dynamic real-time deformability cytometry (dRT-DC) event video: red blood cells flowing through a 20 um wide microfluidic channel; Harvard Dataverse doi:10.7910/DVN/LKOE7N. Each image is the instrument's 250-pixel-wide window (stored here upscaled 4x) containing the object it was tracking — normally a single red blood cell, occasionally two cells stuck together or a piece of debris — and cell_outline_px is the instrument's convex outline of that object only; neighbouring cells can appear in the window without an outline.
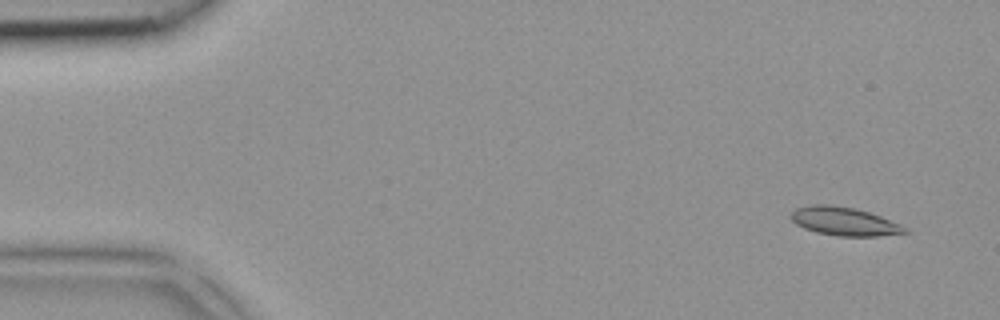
{"species": "common noctule bat (a hibernating species)", "species_latin": "Nyctalus noctula", "temperature_condition": "room temperature", "stored_images_in_passage": 2, "camera_frame_rate_fps": 3000, "um_per_image_px": 0.085, "animal": {"sex": "female", "body_mass_g": 18.4}, "frame": {"image": 1, "passage_image": 2, "time_ms": 0.333, "image_size_px": [1000, 320], "cell_outline_px": [[908, 232], [880, 236], [836, 236], [816, 232], [804, 228], [796, 224], [788, 216], [796, 208], [812, 204], [832, 204], [856, 208], [880, 216], [900, 224], [908, 228]], "centroid_in_image_um": [71.74, 18.81], "position_along_channel_um": 13.3, "area_um2": 19.02}}